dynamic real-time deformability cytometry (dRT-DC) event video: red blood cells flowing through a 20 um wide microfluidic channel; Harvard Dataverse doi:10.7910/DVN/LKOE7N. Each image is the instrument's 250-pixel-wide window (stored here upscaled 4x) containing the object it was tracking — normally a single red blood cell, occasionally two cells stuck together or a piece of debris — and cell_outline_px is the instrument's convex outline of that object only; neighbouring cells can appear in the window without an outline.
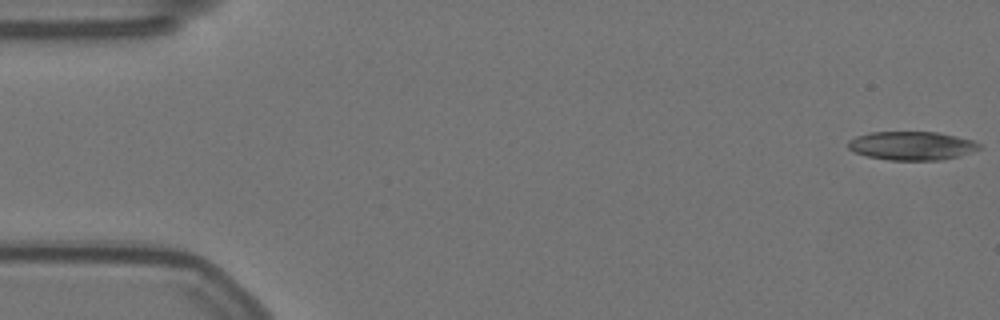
{"species": "Egyptian fruit bat (a non-hibernating species)", "species_latin": "Rousettus aegyptiacus", "temperature_condition": "warm", "stored_images_in_passage": 57, "camera_frame_rate_fps": 3000, "um_per_image_px": 0.085, "animal": {"sex": "female"}, "frame": {"image": 1, "passage_image": 1, "time_ms": 0.0, "image_size_px": [1000, 320], "cell_outline_px": [[980, 148], [960, 156], [940, 160], [888, 160], [868, 156], [852, 152], [848, 148], [848, 140], [856, 136], [868, 132], [936, 132], [956, 136], [972, 140], [980, 144]], "centroid_in_image_um": [77.46, 12.39], "position_along_channel_um": 7.5, "area_um2": 21.91}}
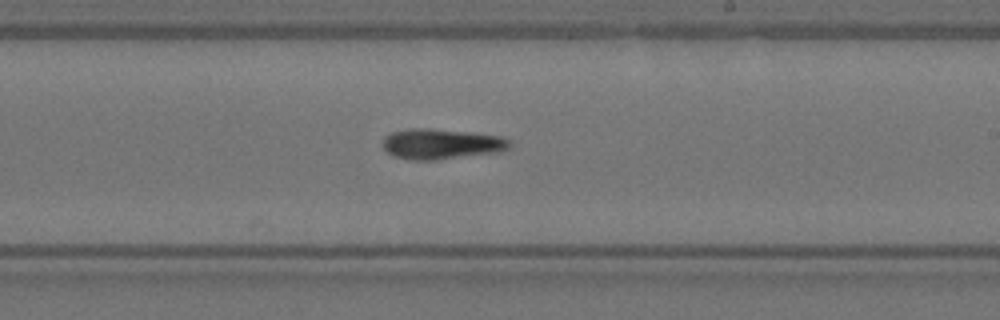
{"frame": {"image": 2, "passage_image": 33, "time_ms": 10.667, "image_size_px": [1000, 320], "cell_outline_px": [[512, 144], [508, 148], [500, 152], [436, 160], [412, 160], [392, 156], [380, 144], [384, 136], [392, 132], [408, 128], [428, 128], [468, 132], [500, 136], [512, 140]], "centroid_in_image_um": [37.49, 12.24], "position_along_channel_um": 251.5, "area_um2": 22.77}}
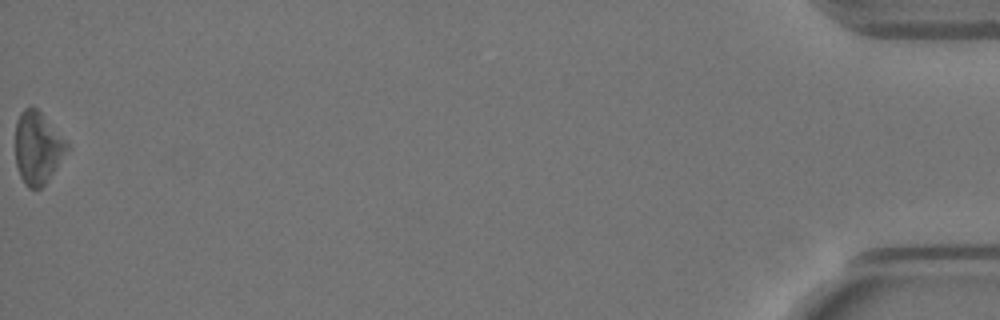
{"frame": {"image": 3, "passage_image": 57, "time_ms": 18.667, "image_size_px": [1000, 320], "cell_outline_px": [[68, 148], [44, 184], [40, 188], [28, 188], [24, 184], [20, 176], [16, 164], [16, 120], [20, 112], [24, 108], [32, 104], [40, 112], [68, 144]], "centroid_in_image_um": [3.14, 12.53], "position_along_channel_um": 432.1, "area_um2": 21.15}, "authors_computed_cell_mechanics": {"area_um2": 21.7328, "velocity_mm_per_s": 3.5593, "shape_relaxation_time_tau1_ms": 10.4629, "shape_relaxation_time_tau2_ms": null, "deformation_change_tau1": 0.2435, "deformation_change_tau2": null}}